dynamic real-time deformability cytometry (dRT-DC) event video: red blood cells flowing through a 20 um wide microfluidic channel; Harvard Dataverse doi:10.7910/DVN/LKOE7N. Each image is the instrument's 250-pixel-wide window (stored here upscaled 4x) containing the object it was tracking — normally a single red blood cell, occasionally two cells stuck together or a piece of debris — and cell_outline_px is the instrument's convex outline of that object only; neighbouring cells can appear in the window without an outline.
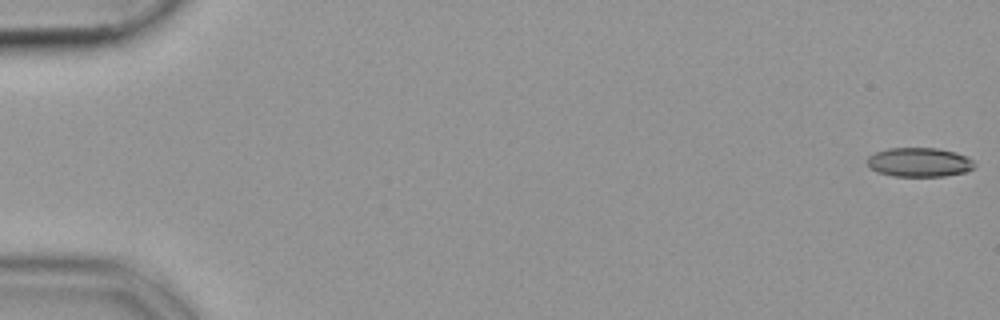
{"species": "common noctule bat (a hibernating species)", "species_latin": "Nyctalus noctula", "temperature_condition": "cold", "stored_images_in_passage": 54, "camera_frame_rate_fps": 3000, "um_per_image_px": 0.085, "animal": {"sex": "female", "body_mass_g": 19.9}, "frame": {"image": 1, "passage_image": 1, "time_ms": 0.0, "image_size_px": [1000, 320], "cell_outline_px": [[976, 164], [972, 168], [964, 172], [944, 176], [892, 176], [876, 172], [868, 168], [868, 156], [876, 152], [888, 148], [936, 148], [956, 152], [972, 160]], "centroid_in_image_um": [78.1, 13.79], "position_along_channel_um": 6.9, "area_um2": 18.21}}
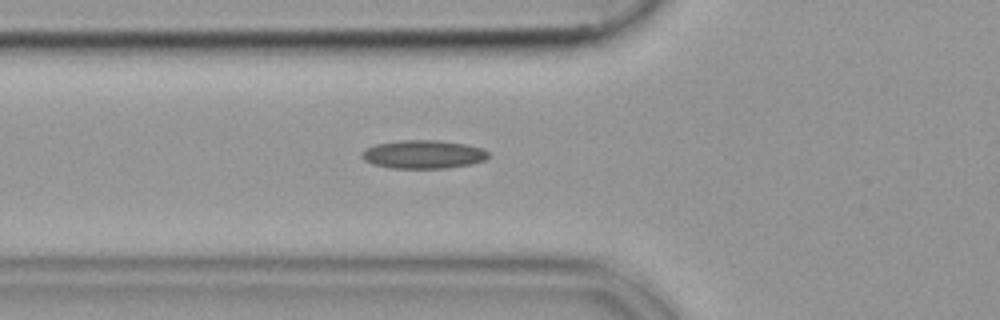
{"frame": {"image": 2, "passage_image": 20, "time_ms": 6.333, "image_size_px": [1000, 320], "cell_outline_px": [[488, 156], [484, 160], [472, 164], [448, 168], [392, 168], [372, 164], [364, 160], [360, 156], [360, 152], [376, 144], [400, 140], [440, 140], [464, 144], [480, 148], [488, 152]], "centroid_in_image_um": [35.95, 13.12], "position_along_channel_um": 89.9, "area_um2": 20.92}}
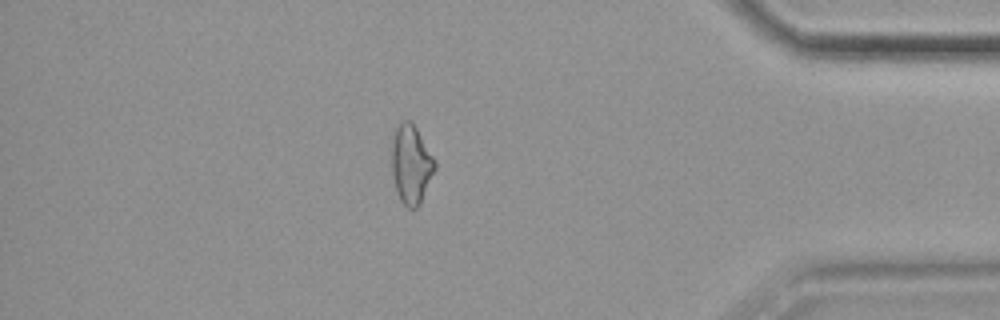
{"frame": {"image": 3, "passage_image": 47, "time_ms": 15.333, "image_size_px": [1000, 320], "cell_outline_px": [[436, 168], [420, 204], [416, 208], [408, 208], [400, 200], [396, 192], [392, 172], [392, 136], [400, 120], [408, 120], [416, 128], [436, 160]], "centroid_in_image_um": [34.94, 13.97], "position_along_channel_um": 400.3, "area_um2": 19.88}}